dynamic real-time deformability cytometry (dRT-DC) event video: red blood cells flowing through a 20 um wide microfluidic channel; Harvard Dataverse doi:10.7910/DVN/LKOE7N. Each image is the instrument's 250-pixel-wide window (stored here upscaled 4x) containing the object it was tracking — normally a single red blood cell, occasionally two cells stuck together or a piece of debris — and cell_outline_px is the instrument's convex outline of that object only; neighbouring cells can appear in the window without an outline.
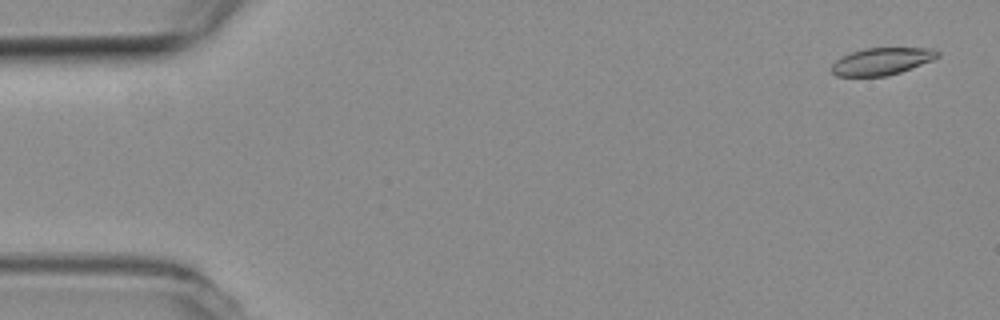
{"species": "common noctule bat (a hibernating species)", "species_latin": "Nyctalus noctula", "temperature_condition": "room temperature", "stored_images_in_passage": 54, "camera_frame_rate_fps": 3000, "um_per_image_px": 0.085, "animal": {"sex": "female", "body_mass_g": 19.3, "forearm_length_mm": 54.1}, "frame": {"image": 1, "passage_image": 2, "time_ms": 0.333, "image_size_px": [1000, 320], "cell_outline_px": [[940, 56], [932, 60], [900, 72], [888, 76], [836, 76], [832, 72], [832, 64], [836, 60], [852, 52], [864, 48], [932, 48], [940, 52]], "centroid_in_image_um": [74.97, 5.21], "position_along_channel_um": 10.0, "area_um2": 16.65}}
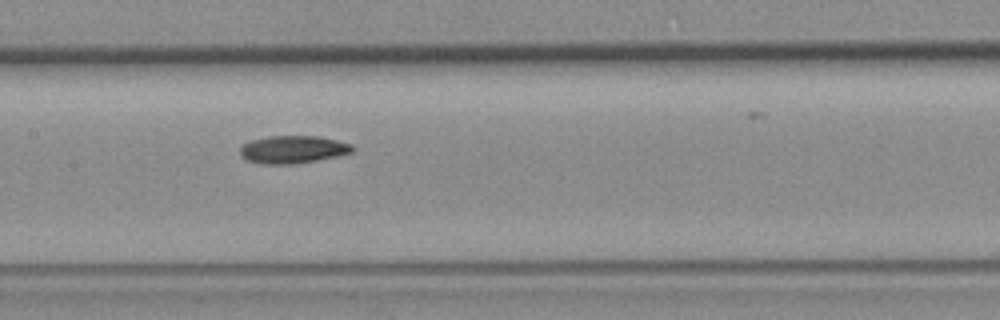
{"frame": {"image": 2, "passage_image": 26, "time_ms": 8.333, "image_size_px": [1000, 320], "cell_outline_px": [[356, 148], [352, 152], [336, 156], [316, 160], [292, 164], [260, 164], [248, 160], [240, 156], [240, 148], [244, 144], [252, 140], [268, 136], [316, 136], [336, 140], [352, 144]], "centroid_in_image_um": [24.89, 12.7], "position_along_channel_um": 182.5, "area_um2": 18.03}}
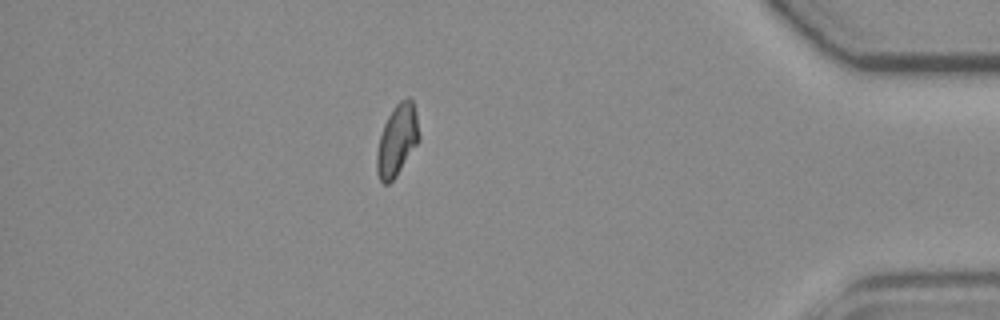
{"frame": {"image": 3, "passage_image": 47, "time_ms": 15.333, "image_size_px": [1000, 320], "cell_outline_px": [[420, 140], [396, 176], [388, 184], [384, 184], [380, 180], [376, 172], [376, 152], [380, 136], [384, 124], [392, 108], [400, 100], [408, 96], [412, 96], [416, 112], [420, 136]], "centroid_in_image_um": [33.76, 11.88], "position_along_channel_um": 401.4, "area_um2": 17.8}}